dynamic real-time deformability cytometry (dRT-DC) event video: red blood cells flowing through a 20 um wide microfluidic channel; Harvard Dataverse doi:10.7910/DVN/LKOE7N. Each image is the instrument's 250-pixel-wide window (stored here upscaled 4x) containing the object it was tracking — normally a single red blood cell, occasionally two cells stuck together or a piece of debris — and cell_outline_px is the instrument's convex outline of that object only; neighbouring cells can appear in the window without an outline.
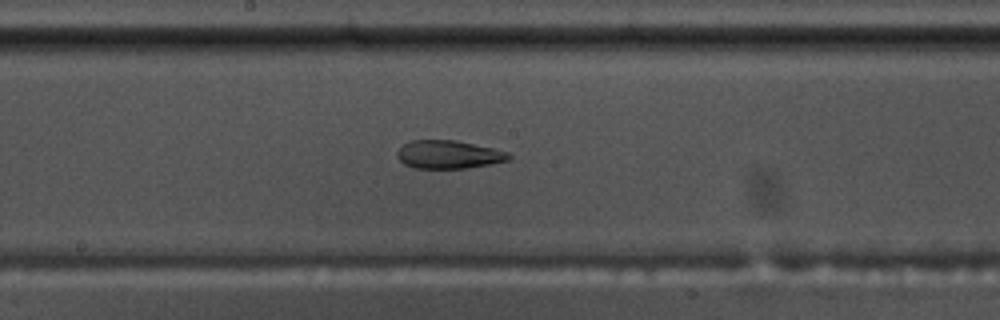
{"species": "common noctule bat (a hibernating species)", "species_latin": "Nyctalus noctula", "temperature_condition": "warm", "stored_images_in_passage": 57, "camera_frame_rate_fps": 3000, "um_per_image_px": 0.085, "animal": {"sex": "male", "body_mass_g": 17.5, "forearm_length_mm": 52.3}, "frame": {"image": 1, "passage_image": 31, "time_ms": 10.0, "image_size_px": [1000, 320], "cell_outline_px": [[512, 156], [508, 160], [492, 164], [468, 168], [412, 168], [404, 164], [396, 156], [396, 152], [404, 144], [412, 140], [456, 140], [496, 148], [508, 152]], "centroid_in_image_um": [38.15, 13.13], "position_along_channel_um": 210.0, "area_um2": 18.55}}
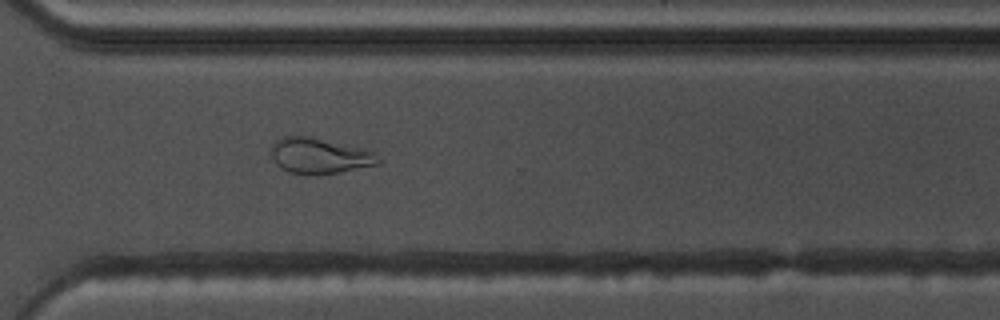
{"frame": {"image": 2, "passage_image": 42, "time_ms": 13.667, "image_size_px": [1000, 320], "cell_outline_px": [[380, 164], [340, 172], [316, 176], [312, 176], [288, 172], [280, 168], [276, 164], [272, 156], [272, 144], [276, 140], [284, 136], [308, 136], [368, 148], [376, 152], [380, 160]], "centroid_in_image_um": [27.21, 13.25], "position_along_channel_um": 343.4, "area_um2": 22.83}}
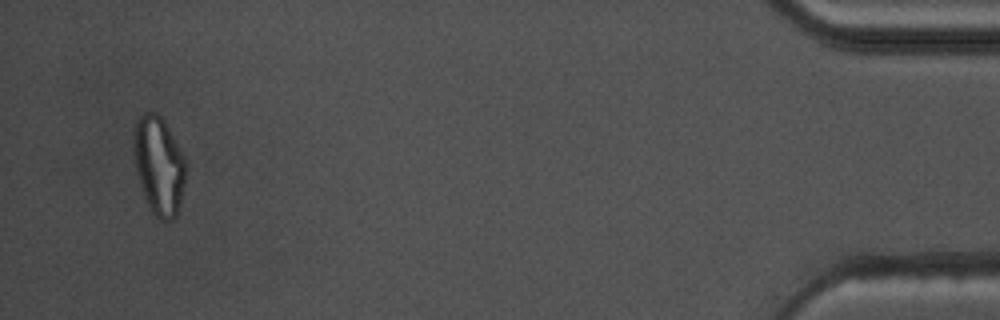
{"frame": {"image": 3, "passage_image": 55, "time_ms": 18.0, "image_size_px": [1000, 320], "cell_outline_px": [[184, 180], [180, 200], [176, 216], [172, 220], [160, 220], [148, 208], [140, 184], [136, 168], [132, 148], [132, 132], [136, 120], [144, 112], [156, 112], [164, 120], [184, 156]], "centroid_in_image_um": [13.45, 14.03], "position_along_channel_um": 421.7, "area_um2": 29.71}, "authors_computed_cell_mechanics": {"area_um2": 23.4668, "velocity_mm_per_s": 3.6447, "shape_relaxation_time_tau1_ms": null, "shape_relaxation_time_tau2_ms": 2.3217, "deformation_change_tau1": null, "deformation_change_tau2": 0.1029}}